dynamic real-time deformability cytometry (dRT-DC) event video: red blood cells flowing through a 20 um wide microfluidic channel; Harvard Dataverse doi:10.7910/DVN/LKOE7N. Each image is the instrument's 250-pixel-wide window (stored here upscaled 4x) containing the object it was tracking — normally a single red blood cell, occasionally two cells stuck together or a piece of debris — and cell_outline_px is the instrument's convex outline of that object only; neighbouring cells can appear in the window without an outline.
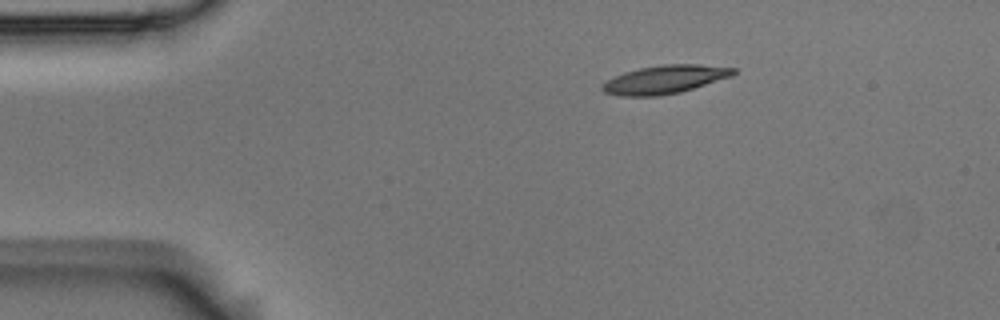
{"species": "Egyptian fruit bat (a non-hibernating species)", "species_latin": "Rousettus aegyptiacus", "temperature_condition": "room temperature", "stored_images_in_passage": 3, "camera_frame_rate_fps": 3000, "um_per_image_px": 0.085, "animal": {"sex": "male"}, "frame": {"image": 1, "passage_image": 1, "time_ms": 0.0, "image_size_px": [1000, 320], "cell_outline_px": [[736, 72], [732, 76], [680, 92], [660, 96], [620, 96], [604, 92], [600, 88], [600, 84], [624, 72], [640, 68], [664, 64], [700, 64], [736, 68]], "centroid_in_image_um": [56.5, 6.75], "position_along_channel_um": 28.5, "area_um2": 21.62}}
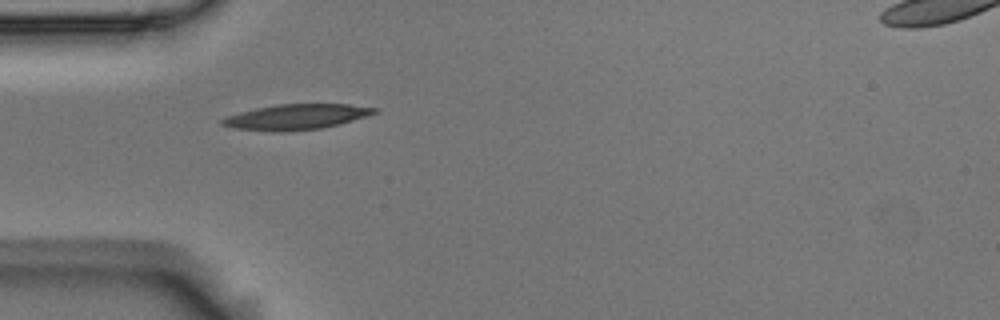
{"frame": {"image": 2, "passage_image": 2, "time_ms": 0.333, "image_size_px": [1000, 320], "cell_outline_px": [[376, 112], [368, 116], [320, 128], [280, 132], [272, 132], [232, 128], [220, 124], [220, 120], [228, 116], [240, 112], [256, 108], [280, 104], [348, 104], [376, 108]], "centroid_in_image_um": [25.12, 9.94], "position_along_channel_um": 59.9, "area_um2": 22.25}}
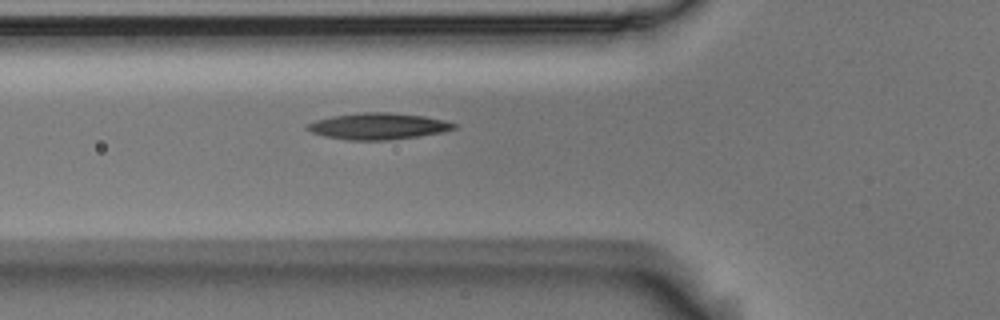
{"frame": {"image": 3, "passage_image": 3, "time_ms": 0.667, "image_size_px": [1000, 320], "cell_outline_px": [[456, 128], [444, 132], [392, 140], [344, 140], [324, 136], [312, 132], [304, 128], [308, 124], [316, 120], [332, 116], [364, 112], [388, 112], [424, 116], [444, 120], [456, 124]], "centroid_in_image_um": [32.14, 10.73], "position_along_channel_um": 93.7, "area_um2": 22.6}}